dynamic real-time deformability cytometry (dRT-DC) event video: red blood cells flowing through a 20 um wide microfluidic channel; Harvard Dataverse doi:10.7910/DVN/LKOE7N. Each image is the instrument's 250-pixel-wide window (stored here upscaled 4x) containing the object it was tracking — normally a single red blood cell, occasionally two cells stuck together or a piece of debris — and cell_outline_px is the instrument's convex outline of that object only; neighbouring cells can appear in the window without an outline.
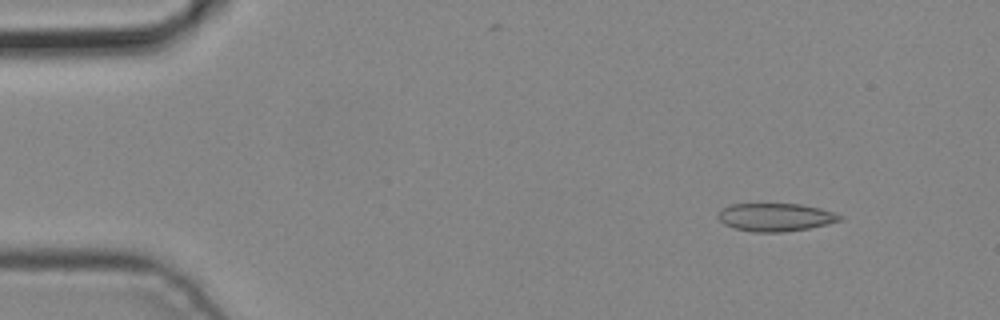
{"species": "common noctule bat (a hibernating species)", "species_latin": "Nyctalus noctula", "temperature_condition": "cold", "stored_images_in_passage": 3, "camera_frame_rate_fps": 3000, "um_per_image_px": 0.085, "animal": {"sex": "male", "body_mass_g": 19.2, "forearm_length_mm": 51.8}, "frame": {"image": 1, "passage_image": 1, "time_ms": 0.0, "image_size_px": [1000, 320], "cell_outline_px": [[844, 216], [840, 220], [828, 224], [808, 228], [784, 232], [752, 232], [736, 228], [724, 224], [716, 216], [720, 208], [728, 204], [800, 204], [820, 208]], "centroid_in_image_um": [65.88, 18.45], "position_along_channel_um": 19.1, "area_um2": 19.94}}